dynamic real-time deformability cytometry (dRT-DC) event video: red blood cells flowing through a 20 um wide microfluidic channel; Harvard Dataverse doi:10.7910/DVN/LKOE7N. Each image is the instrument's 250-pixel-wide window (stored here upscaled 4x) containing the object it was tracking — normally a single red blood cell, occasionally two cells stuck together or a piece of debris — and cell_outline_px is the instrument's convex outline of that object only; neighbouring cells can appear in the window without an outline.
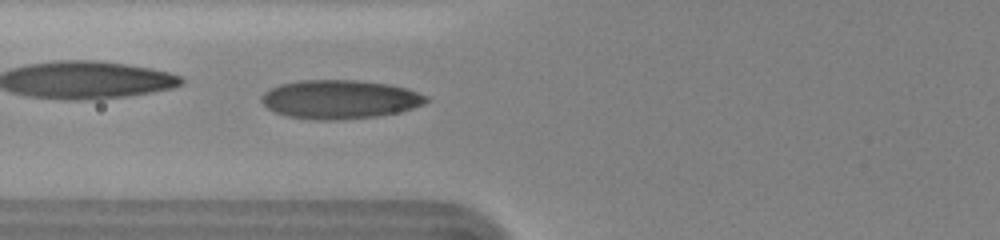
{"species": "human", "species_latin": "Homo sapiens", "temperature_condition": "cold", "stored_images_in_passage": 15, "camera_frame_rate_fps": 3000, "um_per_image_px": 0.085, "donor": {"sex": "female"}, "frame": {"image": 1, "passage_image": 15, "time_ms": 8.333, "image_size_px": [1000, 240], "cell_outline_px": [[428, 100], [424, 104], [400, 112], [376, 116], [336, 120], [316, 120], [288, 116], [276, 112], [268, 108], [260, 100], [260, 96], [264, 92], [280, 84], [300, 80], [360, 80], [388, 84], [404, 88], [428, 96]], "centroid_in_image_um": [28.87, 8.44], "position_along_channel_um": 96.9, "area_um2": 37.11}}